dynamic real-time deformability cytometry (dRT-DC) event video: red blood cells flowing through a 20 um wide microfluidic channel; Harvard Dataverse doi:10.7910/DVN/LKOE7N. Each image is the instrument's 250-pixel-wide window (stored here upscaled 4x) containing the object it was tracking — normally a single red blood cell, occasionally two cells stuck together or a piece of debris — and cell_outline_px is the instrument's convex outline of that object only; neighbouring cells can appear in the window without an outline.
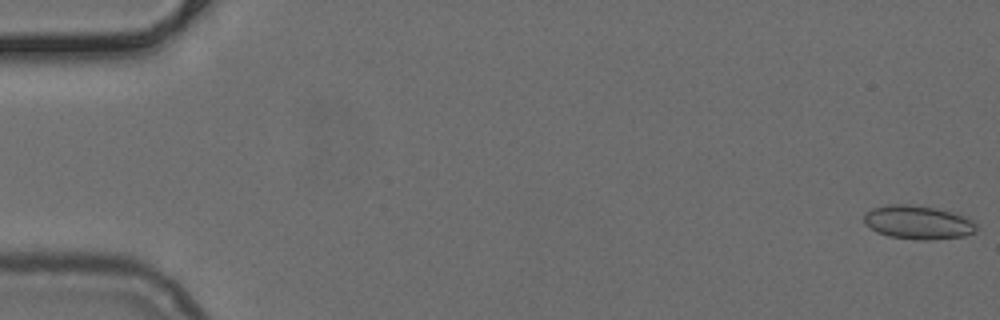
{"species": "common noctule bat (a hibernating species)", "species_latin": "Nyctalus noctula", "temperature_condition": "cold", "stored_images_in_passage": 51, "camera_frame_rate_fps": 3000, "um_per_image_px": 0.085, "animal": {"sex": "female", "body_mass_g": 24.6, "forearm_length_mm": 56.2}, "frame": {"image": 1, "passage_image": 1, "time_ms": 0.0, "image_size_px": [1000, 320], "cell_outline_px": [[976, 232], [964, 236], [928, 240], [924, 240], [888, 236], [876, 232], [864, 224], [864, 212], [872, 208], [888, 204], [908, 204], [936, 208], [960, 216], [976, 224]], "centroid_in_image_um": [77.94, 18.9], "position_along_channel_um": 7.1, "area_um2": 21.79}}
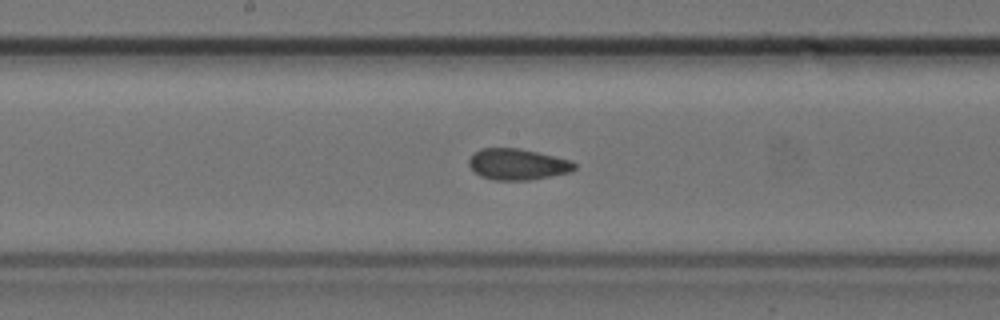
{"frame": {"image": 2, "passage_image": 27, "time_ms": 8.667, "image_size_px": [1000, 320], "cell_outline_px": [[576, 168], [572, 172], [532, 180], [492, 180], [480, 176], [468, 164], [468, 160], [472, 152], [480, 148], [520, 148], [572, 160], [576, 164]], "centroid_in_image_um": [44.0, 13.96], "position_along_channel_um": 204.2, "area_um2": 19.48}}
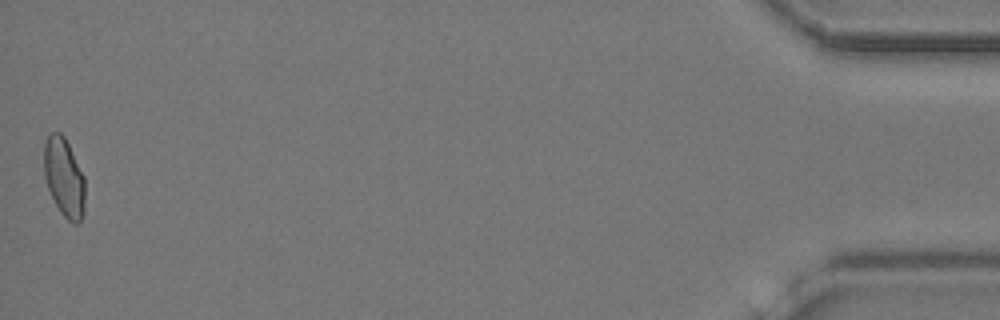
{"frame": {"image": 3, "passage_image": 51, "time_ms": 16.667, "image_size_px": [1000, 320], "cell_outline_px": [[84, 212], [80, 224], [72, 224], [60, 212], [48, 188], [44, 176], [44, 144], [48, 136], [52, 132], [60, 132], [64, 136], [84, 176]], "centroid_in_image_um": [5.45, 15.11], "position_along_channel_um": 429.7, "area_um2": 18.79}}